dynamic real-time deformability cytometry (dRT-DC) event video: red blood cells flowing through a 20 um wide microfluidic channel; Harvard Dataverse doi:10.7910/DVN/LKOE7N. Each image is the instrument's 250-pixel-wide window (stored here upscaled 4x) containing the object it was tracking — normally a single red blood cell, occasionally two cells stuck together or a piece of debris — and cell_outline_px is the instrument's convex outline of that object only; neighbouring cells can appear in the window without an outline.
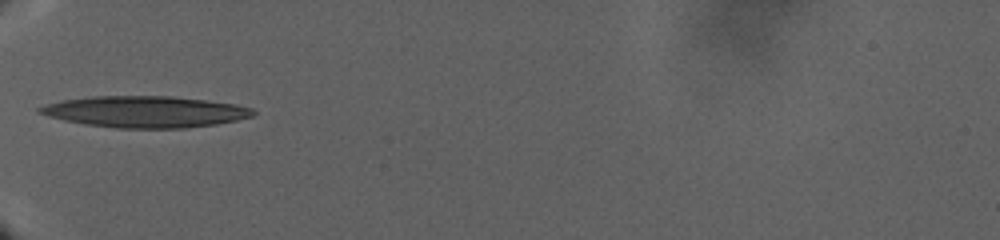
{"species": "human", "species_latin": "Homo sapiens", "temperature_condition": "warm", "stored_images_in_passage": 23, "camera_frame_rate_fps": 3000, "um_per_image_px": 0.085, "donor": {"sex": "male"}, "frame": {"image": 1, "passage_image": 1, "time_ms": 0.0, "image_size_px": [1000, 240], "cell_outline_px": [[256, 112], [252, 116], [236, 120], [216, 124], [184, 128], [116, 128], [84, 124], [64, 120], [48, 116], [36, 112], [36, 108], [44, 104], [60, 100], [92, 96], [172, 96], [236, 104], [252, 108]], "centroid_in_image_um": [12.28, 9.49], "position_along_channel_um": 72.7, "area_um2": 39.13}}
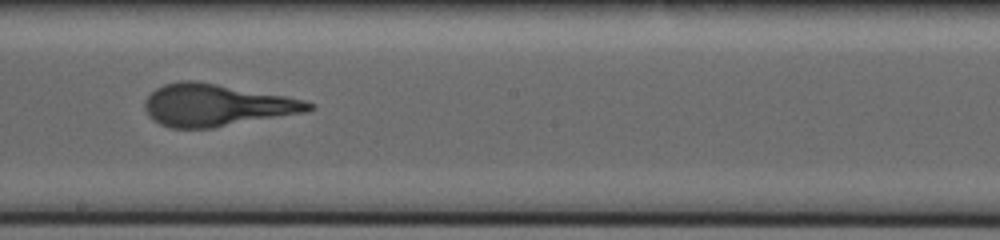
{"frame": {"image": 2, "passage_image": 14, "time_ms": 9.333, "image_size_px": [1000, 240], "cell_outline_px": [[316, 108], [308, 112], [212, 128], [172, 128], [160, 124], [152, 120], [148, 116], [144, 108], [144, 100], [156, 88], [164, 84], [180, 80], [196, 80], [284, 96], [304, 100], [316, 104]], "centroid_in_image_um": [18.39, 8.94], "position_along_channel_um": 229.8, "area_um2": 40.4}}
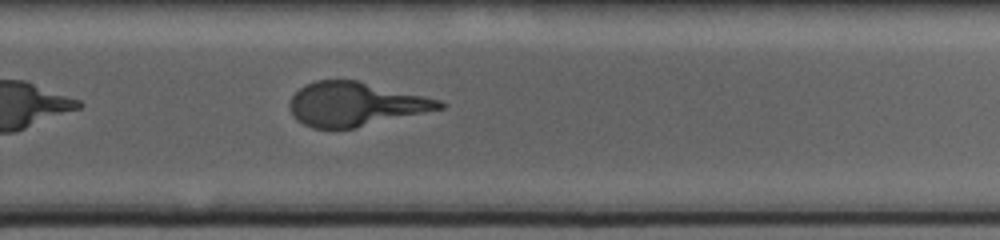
{"frame": {"image": 3, "passage_image": 19, "time_ms": 13.333, "image_size_px": [1000, 240], "cell_outline_px": [[448, 104], [444, 108], [356, 128], [312, 128], [296, 120], [292, 116], [288, 104], [292, 96], [304, 84], [316, 80], [356, 80], [424, 96], [440, 100]], "centroid_in_image_um": [30.18, 8.86], "position_along_channel_um": 299.6, "area_um2": 38.32}}